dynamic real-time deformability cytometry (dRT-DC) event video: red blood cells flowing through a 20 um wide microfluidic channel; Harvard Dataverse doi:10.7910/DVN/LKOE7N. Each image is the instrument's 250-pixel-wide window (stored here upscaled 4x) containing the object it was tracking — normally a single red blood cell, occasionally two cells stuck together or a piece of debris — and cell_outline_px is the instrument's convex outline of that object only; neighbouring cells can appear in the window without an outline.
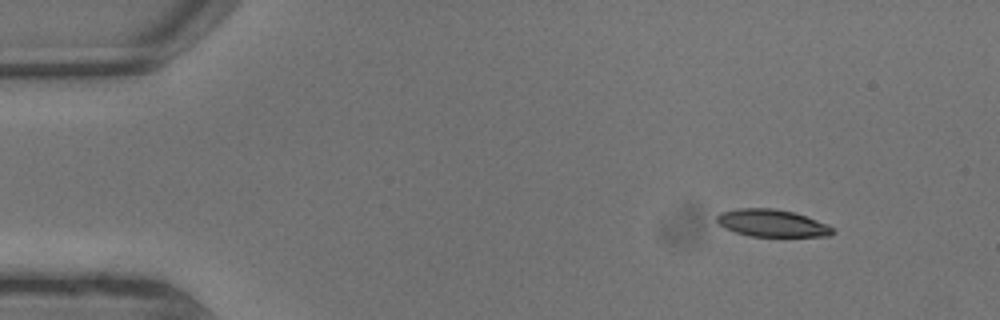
{"species": "common noctule bat (a hibernating species)", "species_latin": "Nyctalus noctula", "temperature_condition": "warm", "stored_images_in_passage": 9, "camera_frame_rate_fps": 3000, "um_per_image_px": 0.085, "animal": {"sex": "male", "body_mass_g": 13.3}, "frame": {"image": 1, "passage_image": 2, "time_ms": 0.333, "image_size_px": [1000, 320], "cell_outline_px": [[836, 232], [828, 236], [752, 236], [736, 232], [724, 228], [716, 220], [716, 216], [720, 212], [736, 208], [776, 208], [792, 212], [828, 224]], "centroid_in_image_um": [65.59, 18.96], "position_along_channel_um": 19.4, "area_um2": 18.32}}
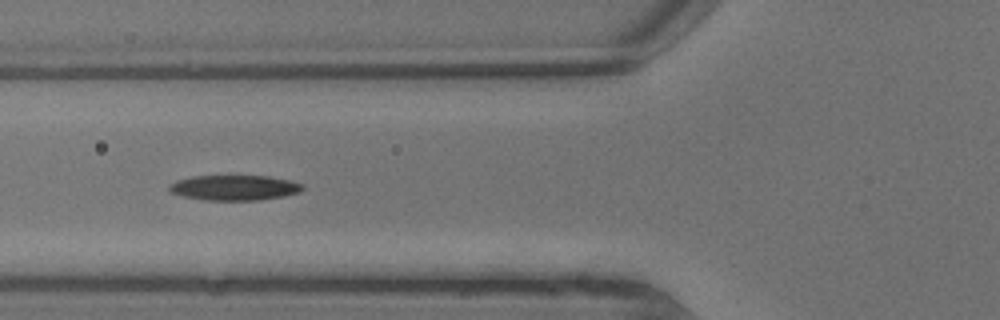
{"frame": {"image": 2, "passage_image": 7, "time_ms": 2.0, "image_size_px": [1000, 320], "cell_outline_px": [[304, 188], [300, 192], [284, 196], [260, 200], [208, 200], [184, 196], [172, 192], [168, 188], [168, 184], [176, 180], [192, 176], [268, 176], [288, 180], [304, 184]], "centroid_in_image_um": [19.94, 15.95], "position_along_channel_um": 105.9, "area_um2": 19.54}}
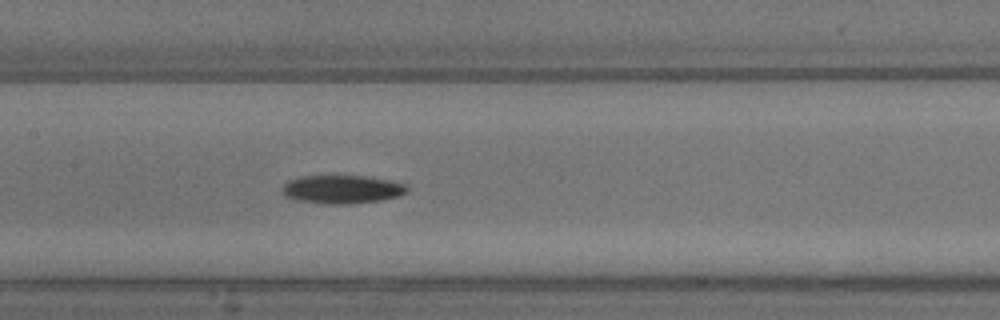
{"frame": {"image": 3, "passage_image": 9, "time_ms": 2.667, "image_size_px": [1000, 320], "cell_outline_px": [[408, 192], [400, 196], [380, 200], [352, 204], [328, 204], [296, 200], [284, 196], [280, 192], [280, 188], [288, 180], [300, 176], [336, 172], [364, 176], [388, 180], [408, 184]], "centroid_in_image_um": [29.02, 16.04], "position_along_channel_um": 178.4, "area_um2": 21.85}}